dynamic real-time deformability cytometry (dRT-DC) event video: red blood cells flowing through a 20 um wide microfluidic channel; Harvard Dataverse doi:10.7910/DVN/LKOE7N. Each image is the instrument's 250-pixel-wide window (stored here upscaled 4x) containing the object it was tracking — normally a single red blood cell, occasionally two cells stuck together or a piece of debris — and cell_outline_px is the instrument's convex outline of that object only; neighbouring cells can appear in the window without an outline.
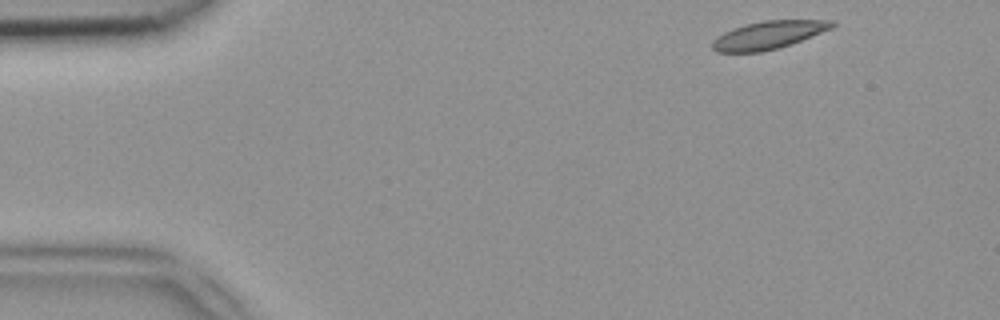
{"species": "common noctule bat (a hibernating species)", "species_latin": "Nyctalus noctula", "temperature_condition": "room temperature", "stored_images_in_passage": 45, "camera_frame_rate_fps": 3000, "um_per_image_px": 0.085, "animal": {"sex": "female", "body_mass_g": 18.4}, "frame": {"image": 1, "passage_image": 1, "time_ms": 0.0, "image_size_px": [1000, 320], "cell_outline_px": [[836, 24], [832, 28], [792, 44], [760, 52], [716, 52], [712, 48], [712, 40], [724, 32], [732, 28], [744, 24], [764, 20], [832, 20]], "centroid_in_image_um": [65.3, 2.97], "position_along_channel_um": 19.7, "area_um2": 19.48}}
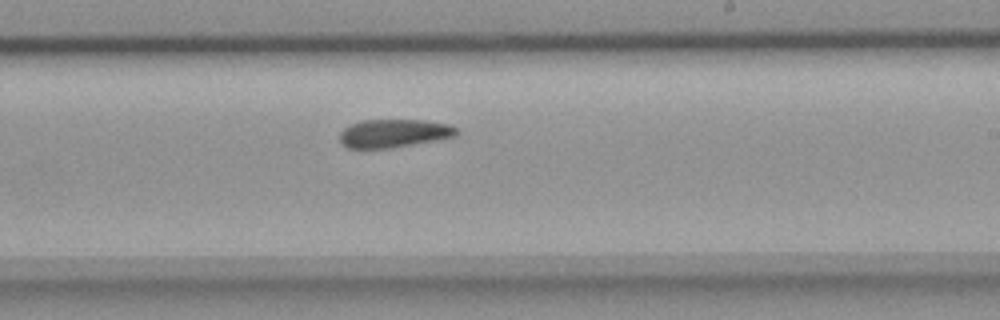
{"frame": {"image": 2, "passage_image": 25, "time_ms": 8.0, "image_size_px": [1000, 320], "cell_outline_px": [[460, 132], [456, 136], [436, 140], [388, 148], [348, 148], [340, 144], [340, 132], [344, 128], [352, 124], [364, 120], [424, 120], [448, 124], [456, 128]], "centroid_in_image_um": [33.47, 11.33], "position_along_channel_um": 255.5, "area_um2": 19.13}}
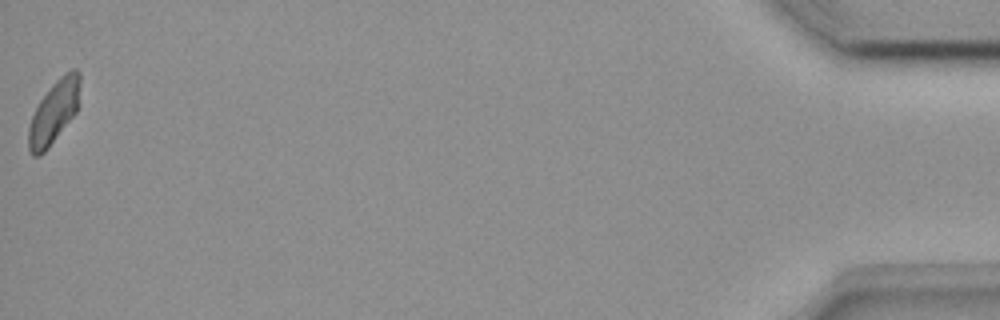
{"frame": {"image": 3, "passage_image": 45, "time_ms": 14.667, "image_size_px": [1000, 320], "cell_outline_px": [[80, 84], [76, 112], [48, 148], [40, 156], [32, 156], [28, 148], [28, 128], [32, 116], [40, 100], [52, 84], [64, 72], [72, 68], [76, 68], [80, 72]], "centroid_in_image_um": [4.58, 9.51], "position_along_channel_um": 430.6, "area_um2": 18.79}}